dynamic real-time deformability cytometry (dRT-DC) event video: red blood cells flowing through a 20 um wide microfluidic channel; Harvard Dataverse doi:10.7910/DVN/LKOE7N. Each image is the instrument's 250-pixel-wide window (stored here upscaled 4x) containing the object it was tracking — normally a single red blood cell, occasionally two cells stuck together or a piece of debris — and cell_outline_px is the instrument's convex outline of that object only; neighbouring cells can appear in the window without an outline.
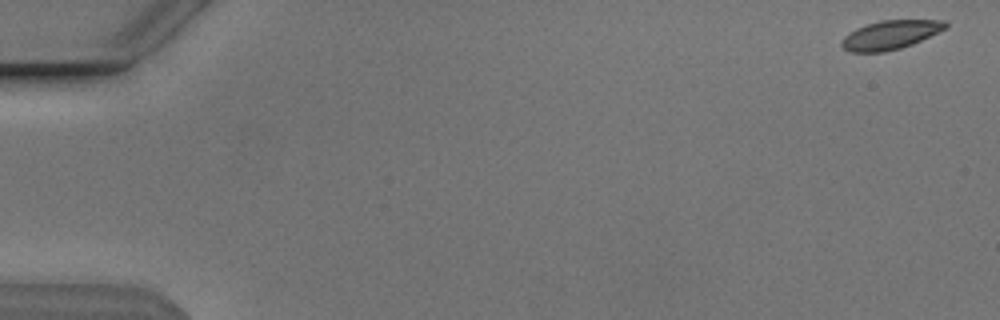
{"species": "Egyptian fruit bat (a non-hibernating species)", "species_latin": "Rousettus aegyptiacus", "temperature_condition": "cold", "stored_images_in_passage": 14, "camera_frame_rate_fps": 3000, "um_per_image_px": 0.085, "animal": {"sex": "male"}, "frame": {"image": 1, "passage_image": 1, "time_ms": 0.0, "image_size_px": [1000, 320], "cell_outline_px": [[948, 28], [912, 44], [900, 48], [884, 52], [848, 52], [840, 44], [840, 40], [844, 36], [856, 28], [880, 20], [944, 20], [948, 24]], "centroid_in_image_um": [75.67, 2.96], "position_along_channel_um": 9.3, "area_um2": 17.51}}
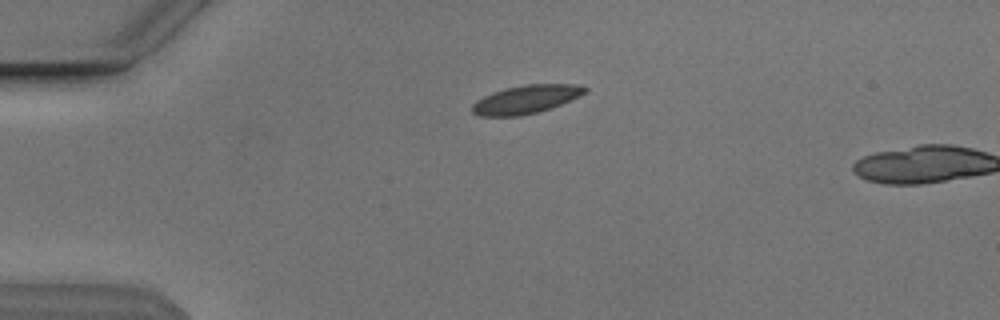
{"frame": {"image": 2, "passage_image": 13, "time_ms": 4.0, "image_size_px": [1000, 320], "cell_outline_px": [[588, 92], [580, 96], [540, 112], [520, 116], [480, 116], [472, 112], [472, 104], [476, 100], [492, 92], [504, 88], [524, 84], [580, 84], [588, 88]], "centroid_in_image_um": [44.72, 8.44], "position_along_channel_um": 40.3, "area_um2": 18.84}}